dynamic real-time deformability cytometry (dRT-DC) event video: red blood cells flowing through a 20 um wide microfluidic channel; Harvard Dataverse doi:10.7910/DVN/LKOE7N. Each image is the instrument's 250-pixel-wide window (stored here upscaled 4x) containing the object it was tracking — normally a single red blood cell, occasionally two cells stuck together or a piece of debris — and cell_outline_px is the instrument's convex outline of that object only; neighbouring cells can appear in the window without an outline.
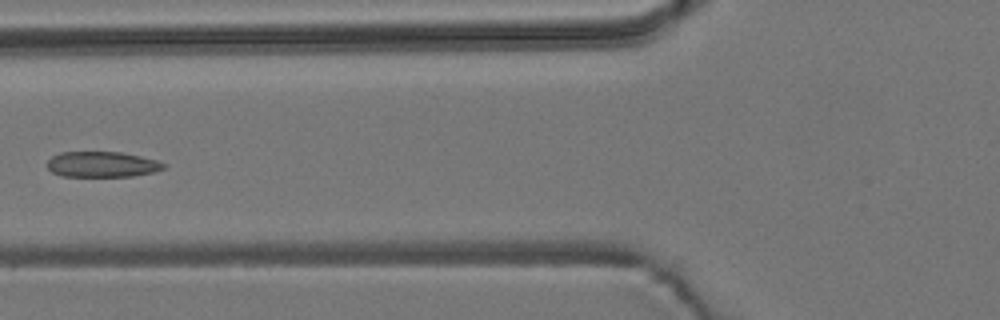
{"species": "common noctule bat (a hibernating species)", "species_latin": "Nyctalus noctula", "temperature_condition": "room temperature", "stored_images_in_passage": 7, "camera_frame_rate_fps": 3000, "um_per_image_px": 0.085, "animal": {"sex": "male", "body_mass_g": 19.2, "forearm_length_mm": 51.8}, "frame": {"image": 1, "passage_image": 6, "time_ms": 1.667, "image_size_px": [1000, 320], "cell_outline_px": [[168, 164], [164, 168], [152, 172], [132, 176], [64, 176], [52, 172], [48, 168], [48, 160], [52, 156], [60, 152], [120, 152], [140, 156], [156, 160]], "centroid_in_image_um": [8.68, 13.96], "position_along_channel_um": 117.1, "area_um2": 17.22}}
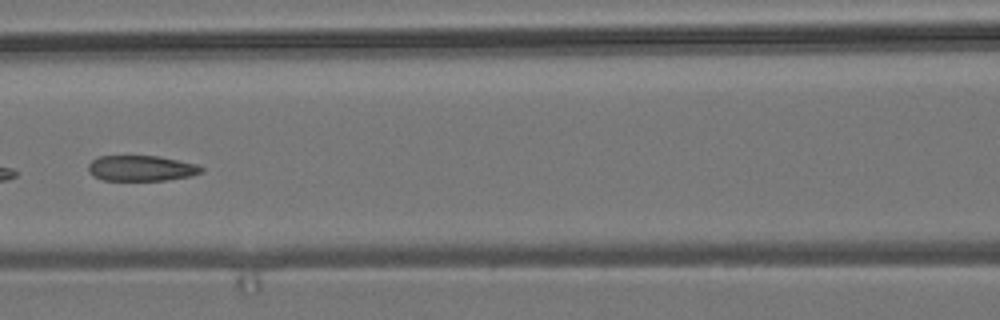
{"frame": {"image": 2, "passage_image": 7, "time_ms": 2.0, "image_size_px": [1000, 320], "cell_outline_px": [[204, 172], [192, 176], [168, 180], [104, 180], [92, 176], [88, 172], [88, 164], [96, 156], [160, 156], [196, 164], [204, 168]], "centroid_in_image_um": [12.01, 14.3], "position_along_channel_um": 154.6, "area_um2": 17.05}}